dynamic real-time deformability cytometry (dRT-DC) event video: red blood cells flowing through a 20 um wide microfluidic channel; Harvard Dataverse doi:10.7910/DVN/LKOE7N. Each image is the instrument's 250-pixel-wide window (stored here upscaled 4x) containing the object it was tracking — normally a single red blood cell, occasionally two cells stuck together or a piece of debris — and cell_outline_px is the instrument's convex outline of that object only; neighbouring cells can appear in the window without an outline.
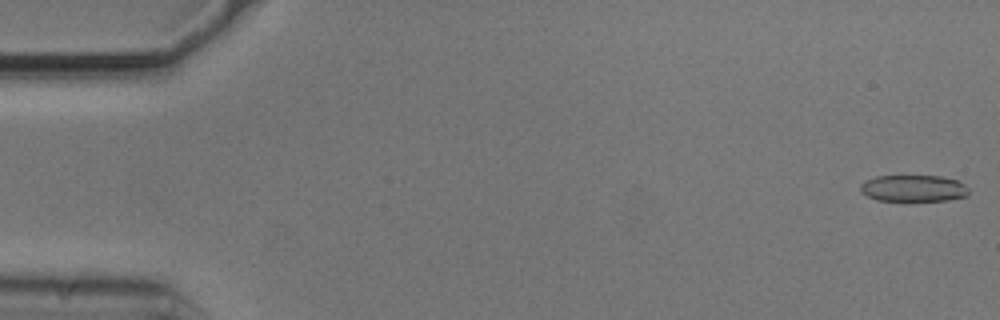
{"species": "common noctule bat (a hibernating species)", "species_latin": "Nyctalus noctula", "temperature_condition": "cold", "stored_images_in_passage": 22, "camera_frame_rate_fps": 3000, "um_per_image_px": 0.085, "animal": {"sex": "male", "body_mass_g": 20.5, "forearm_length_mm": 52.5}, "frame": {"image": 1, "passage_image": 1, "time_ms": 0.0, "image_size_px": [1000, 320], "cell_outline_px": [[968, 196], [948, 200], [912, 204], [876, 200], [860, 192], [860, 184], [864, 180], [876, 176], [940, 176], [956, 180], [964, 184], [968, 188]], "centroid_in_image_um": [77.61, 16.06], "position_along_channel_um": 7.4, "area_um2": 17.8}}
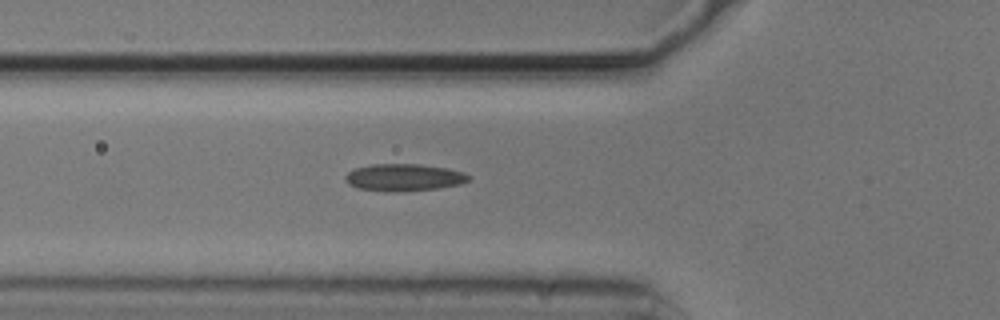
{"frame": {"image": 2, "passage_image": 19, "time_ms": 6.0, "image_size_px": [1000, 320], "cell_outline_px": [[472, 176], [468, 180], [460, 184], [440, 188], [404, 192], [392, 192], [356, 188], [348, 184], [344, 180], [344, 176], [352, 168], [372, 164], [420, 164], [448, 168], [464, 172]], "centroid_in_image_um": [34.31, 15.08], "position_along_channel_um": 91.5, "area_um2": 19.94}}
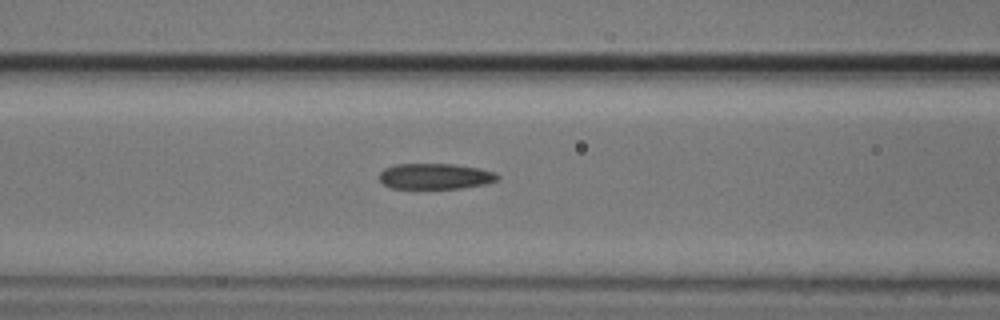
{"frame": {"image": 3, "passage_image": 22, "time_ms": 7.0, "image_size_px": [1000, 320], "cell_outline_px": [[500, 176], [496, 180], [484, 184], [464, 188], [392, 188], [384, 184], [380, 180], [380, 172], [384, 168], [396, 164], [456, 164], [480, 168], [496, 172]], "centroid_in_image_um": [37.01, 14.97], "position_along_channel_um": 129.6, "area_um2": 17.74}}